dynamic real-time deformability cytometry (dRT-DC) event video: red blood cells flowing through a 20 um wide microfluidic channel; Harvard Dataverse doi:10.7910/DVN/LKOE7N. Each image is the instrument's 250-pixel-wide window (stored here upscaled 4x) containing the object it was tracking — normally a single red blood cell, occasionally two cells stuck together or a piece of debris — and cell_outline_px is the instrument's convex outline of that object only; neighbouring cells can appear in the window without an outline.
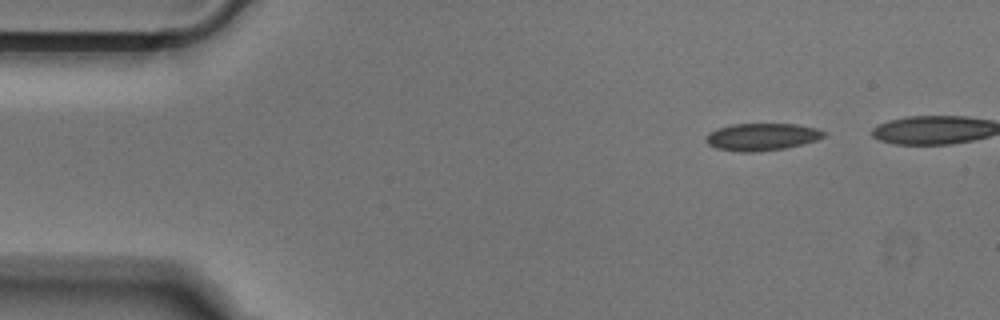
{"species": "Egyptian fruit bat (a non-hibernating species)", "species_latin": "Rousettus aegyptiacus", "temperature_condition": "cold", "stored_images_in_passage": 39, "camera_frame_rate_fps": 3000, "um_per_image_px": 0.085, "animal": {"sex": "male"}, "frame": {"image": 1, "passage_image": 1, "time_ms": 0.0, "image_size_px": [1000, 320], "cell_outline_px": [[828, 132], [824, 136], [816, 140], [784, 148], [752, 152], [740, 152], [716, 148], [708, 144], [704, 140], [704, 136], [708, 132], [716, 128], [732, 124], [796, 124], [816, 128]], "centroid_in_image_um": [64.7, 11.62], "position_along_channel_um": 20.3, "area_um2": 18.79}}
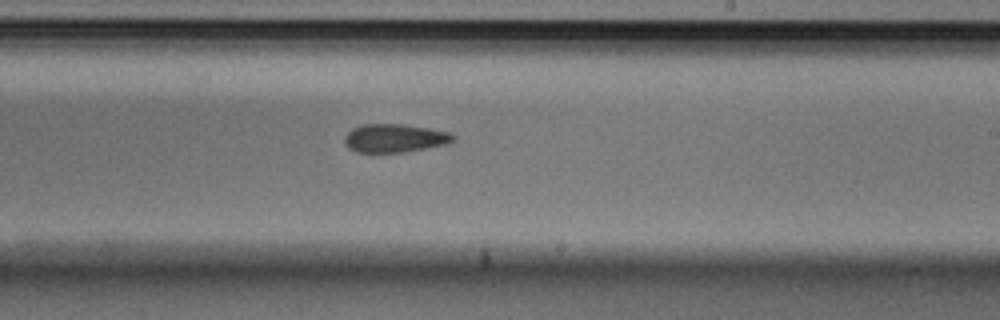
{"frame": {"image": 2, "passage_image": 25, "time_ms": 8.0, "image_size_px": [1000, 320], "cell_outline_px": [[456, 140], [448, 144], [404, 152], [356, 152], [348, 148], [344, 144], [344, 136], [352, 128], [364, 124], [400, 124], [428, 128], [448, 132], [456, 136]], "centroid_in_image_um": [33.54, 11.75], "position_along_channel_um": 255.5, "area_um2": 18.03}}
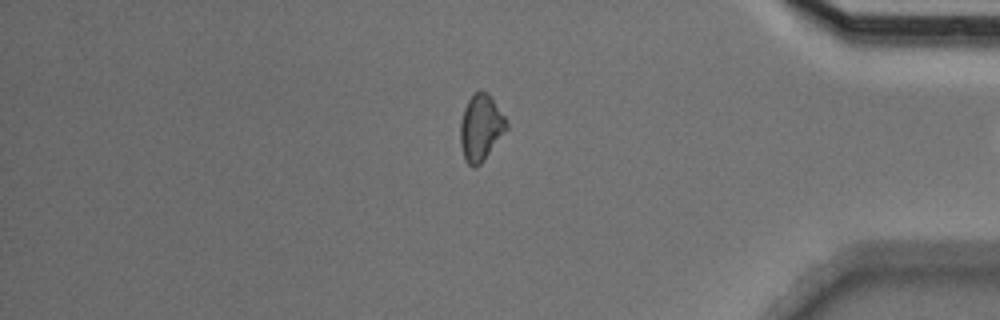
{"frame": {"image": 3, "passage_image": 38, "time_ms": 12.333, "image_size_px": [1000, 320], "cell_outline_px": [[508, 128], [480, 164], [476, 168], [472, 168], [464, 160], [460, 144], [460, 120], [464, 108], [468, 100], [480, 88], [492, 100], [508, 120]], "centroid_in_image_um": [40.85, 10.88], "position_along_channel_um": 394.4, "area_um2": 17.74}}